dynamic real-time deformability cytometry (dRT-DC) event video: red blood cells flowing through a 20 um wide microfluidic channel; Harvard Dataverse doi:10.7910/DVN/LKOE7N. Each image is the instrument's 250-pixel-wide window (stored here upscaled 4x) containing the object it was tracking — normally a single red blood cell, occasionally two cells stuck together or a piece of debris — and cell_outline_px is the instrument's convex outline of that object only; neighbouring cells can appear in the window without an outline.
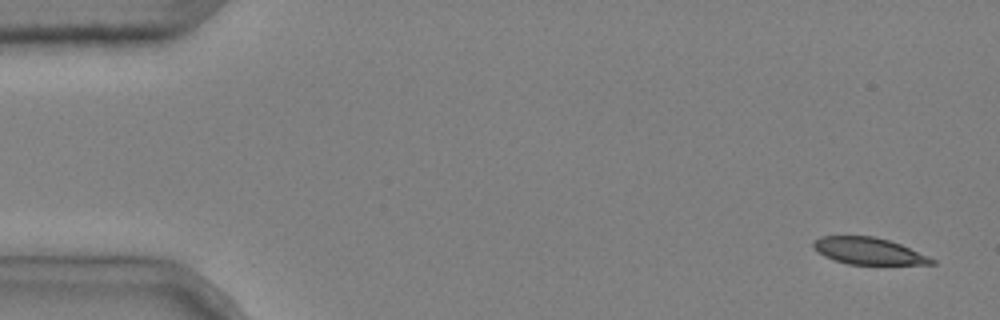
{"species": "common noctule bat (a hibernating species)", "species_latin": "Nyctalus noctula", "temperature_condition": "cold", "stored_images_in_passage": 5, "camera_frame_rate_fps": 3000, "um_per_image_px": 0.085, "animal": {"sex": "male", "body_mass_g": 20.4}, "frame": {"image": 1, "passage_image": 1, "time_ms": 0.0, "image_size_px": [1000, 320], "cell_outline_px": [[936, 264], [848, 264], [824, 256], [812, 248], [812, 240], [820, 236], [872, 236], [888, 240], [900, 244], [928, 256], [936, 260]], "centroid_in_image_um": [73.78, 21.33], "position_along_channel_um": 11.2, "area_um2": 18.38}}
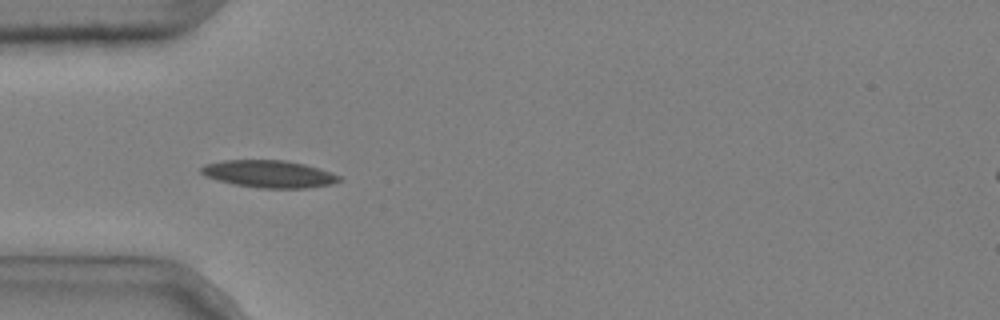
{"frame": {"image": 2, "passage_image": 4, "time_ms": 1.0, "image_size_px": [1000, 320], "cell_outline_px": [[344, 180], [332, 184], [308, 188], [260, 188], [232, 184], [216, 180], [204, 176], [200, 172], [200, 168], [204, 164], [224, 160], [284, 160], [304, 164], [332, 172], [340, 176]], "centroid_in_image_um": [22.86, 14.79], "position_along_channel_um": 62.1, "area_um2": 22.2}}